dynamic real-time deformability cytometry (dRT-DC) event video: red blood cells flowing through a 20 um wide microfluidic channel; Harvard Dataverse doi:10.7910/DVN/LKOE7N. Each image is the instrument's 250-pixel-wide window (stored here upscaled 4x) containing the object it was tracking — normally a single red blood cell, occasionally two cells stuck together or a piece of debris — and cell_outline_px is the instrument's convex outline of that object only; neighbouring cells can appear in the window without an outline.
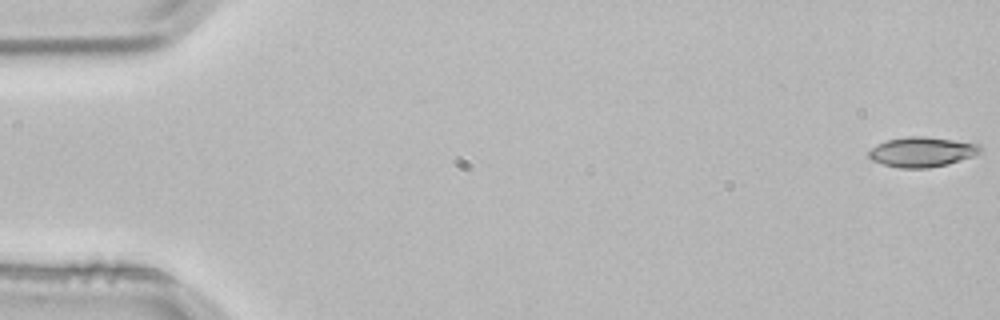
{"species": "common noctule bat (a hibernating species)", "species_latin": "Nyctalus noctula", "temperature_condition": "room temperature", "stored_images_in_passage": 4, "camera_frame_rate_fps": 3000, "um_per_image_px": 0.085, "animal": {"sex": "male", "body_mass_g": 21.5, "forearm_length_mm": 52.0}, "frame": {"image": 1, "passage_image": 1, "time_ms": 0.0, "image_size_px": [1000, 320], "cell_outline_px": [[984, 148], [980, 152], [972, 156], [948, 164], [928, 168], [900, 168], [884, 164], [872, 160], [868, 156], [868, 152], [876, 144], [888, 140], [908, 136], [924, 136], [980, 144]], "centroid_in_image_um": [78.37, 12.91], "position_along_channel_um": 6.6, "area_um2": 19.36}}